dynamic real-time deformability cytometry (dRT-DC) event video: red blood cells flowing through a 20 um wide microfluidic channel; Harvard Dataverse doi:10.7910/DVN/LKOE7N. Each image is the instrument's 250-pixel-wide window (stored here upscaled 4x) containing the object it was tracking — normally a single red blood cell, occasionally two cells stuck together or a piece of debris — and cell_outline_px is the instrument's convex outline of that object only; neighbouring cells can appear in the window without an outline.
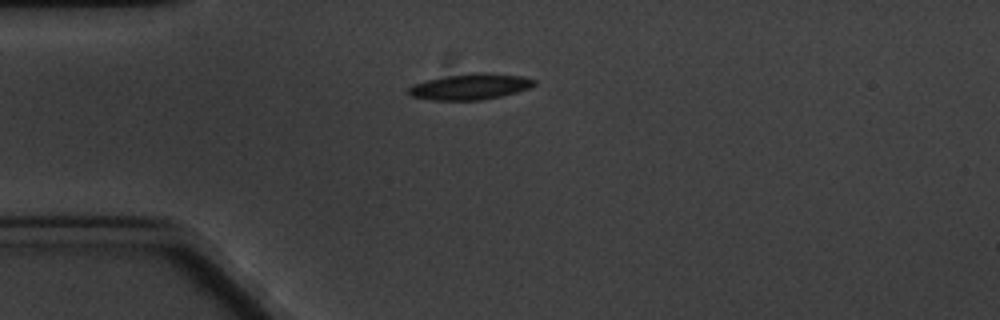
{"species": "common noctule bat (a hibernating species)", "species_latin": "Nyctalus noctula", "temperature_condition": "cold", "stored_images_in_passage": 6, "camera_frame_rate_fps": 3000, "um_per_image_px": 0.085, "animal": {"sex": "male", "body_mass_g": 20.1, "forearm_length_mm": 53.5}, "frame": {"image": 1, "passage_image": 1, "time_ms": 0.0, "image_size_px": [1000, 320], "cell_outline_px": [[536, 84], [528, 88], [516, 92], [500, 96], [480, 100], [432, 100], [412, 96], [408, 92], [408, 88], [412, 84], [444, 76], [476, 72], [484, 72], [520, 76], [536, 80]], "centroid_in_image_um": [39.95, 7.36], "position_along_channel_um": 45.0, "area_um2": 18.84}}
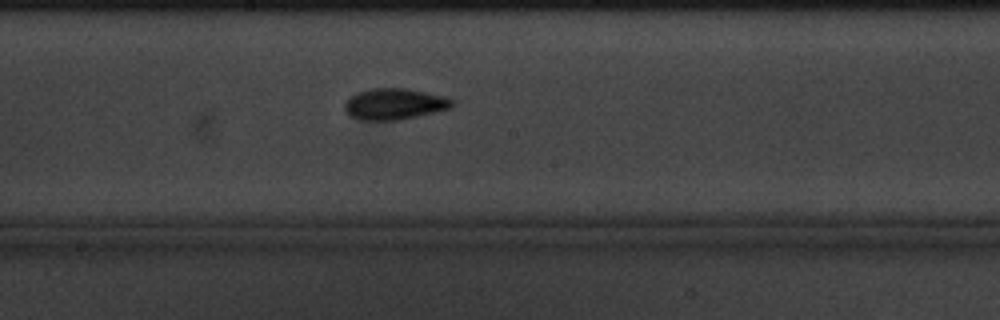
{"frame": {"image": 2, "passage_image": 6, "time_ms": 5.667, "image_size_px": [1000, 320], "cell_outline_px": [[456, 104], [452, 108], [400, 120], [360, 120], [348, 116], [344, 108], [344, 100], [356, 92], [372, 88], [404, 88], [448, 96], [456, 100]], "centroid_in_image_um": [33.54, 8.84], "position_along_channel_um": 214.7, "area_um2": 20.06}}